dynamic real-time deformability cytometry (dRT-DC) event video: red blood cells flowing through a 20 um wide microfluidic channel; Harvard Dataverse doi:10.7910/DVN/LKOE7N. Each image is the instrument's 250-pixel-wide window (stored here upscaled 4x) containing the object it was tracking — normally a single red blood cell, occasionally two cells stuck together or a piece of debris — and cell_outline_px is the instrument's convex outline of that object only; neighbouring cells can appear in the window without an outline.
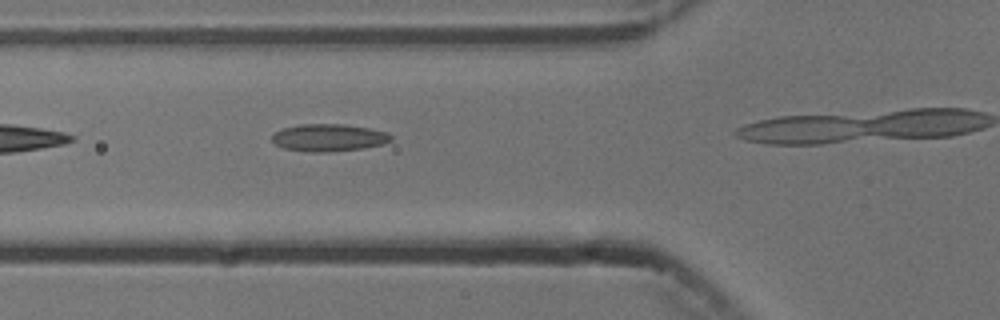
{"species": "common noctule bat (a hibernating species)", "species_latin": "Nyctalus noctula", "temperature_condition": "cold", "stored_images_in_passage": 7, "camera_frame_rate_fps": 3000, "um_per_image_px": 0.085, "animal": {"sex": "male", "body_mass_g": 13.3}, "frame": {"image": 1, "passage_image": 4, "time_ms": 3.667, "image_size_px": [1000, 320], "cell_outline_px": [[392, 140], [384, 144], [364, 148], [324, 152], [312, 152], [284, 148], [276, 144], [272, 140], [272, 136], [276, 132], [284, 128], [300, 124], [344, 124], [372, 128], [388, 132], [392, 136]], "centroid_in_image_um": [28.0, 11.69], "position_along_channel_um": 97.8, "area_um2": 18.96}}
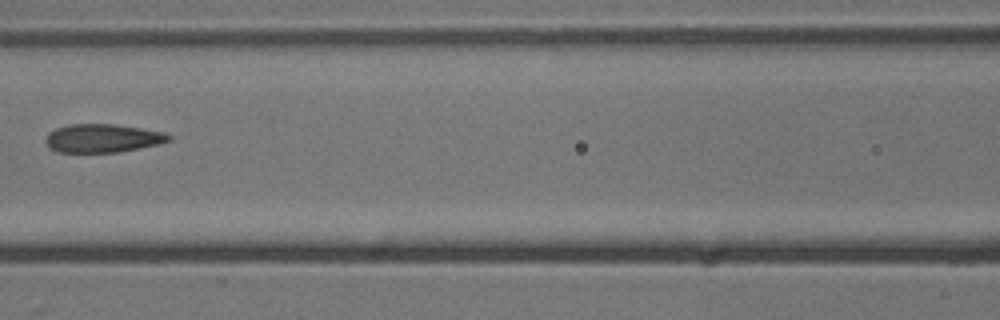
{"frame": {"image": 2, "passage_image": 6, "time_ms": 7.0, "image_size_px": [1000, 320], "cell_outline_px": [[172, 140], [160, 144], [116, 152], [60, 152], [48, 148], [44, 140], [48, 132], [56, 128], [68, 124], [112, 124], [140, 128], [164, 132], [172, 136]], "centroid_in_image_um": [8.7, 11.75], "position_along_channel_um": 157.9, "area_um2": 20.46}}
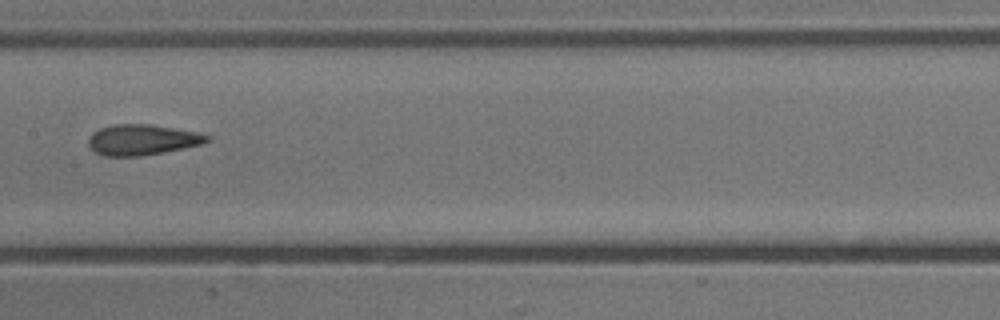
{"frame": {"image": 3, "passage_image": 7, "time_ms": 8.0, "image_size_px": [1000, 320], "cell_outline_px": [[212, 140], [204, 144], [140, 156], [104, 156], [96, 152], [88, 144], [88, 136], [92, 132], [100, 128], [112, 124], [152, 124], [204, 132], [212, 136]], "centroid_in_image_um": [12.16, 11.86], "position_along_channel_um": 195.2, "area_um2": 21.62}}